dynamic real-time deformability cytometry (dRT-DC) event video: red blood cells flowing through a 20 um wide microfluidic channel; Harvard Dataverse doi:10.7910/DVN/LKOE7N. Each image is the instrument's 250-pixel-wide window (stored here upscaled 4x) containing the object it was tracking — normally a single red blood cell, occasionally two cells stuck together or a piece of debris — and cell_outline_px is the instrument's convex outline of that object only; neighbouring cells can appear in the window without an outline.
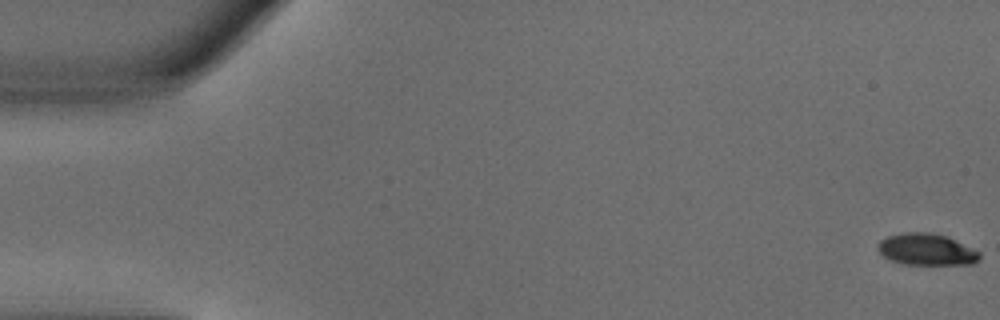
{"species": "common noctule bat (a hibernating species)", "species_latin": "Nyctalus noctula", "temperature_condition": "warm", "stored_images_in_passage": 51, "camera_frame_rate_fps": 3000, "um_per_image_px": 0.085, "animal": {"sex": "male", "body_mass_g": 18.8}, "frame": {"image": 1, "passage_image": 1, "time_ms": 0.0, "image_size_px": [1000, 320], "cell_outline_px": [[980, 260], [972, 264], [904, 264], [892, 260], [884, 256], [876, 248], [876, 244], [880, 240], [888, 236], [904, 232], [928, 232], [948, 236], [980, 252]], "centroid_in_image_um": [78.75, 21.19], "position_along_channel_um": 6.2, "area_um2": 18.79}}
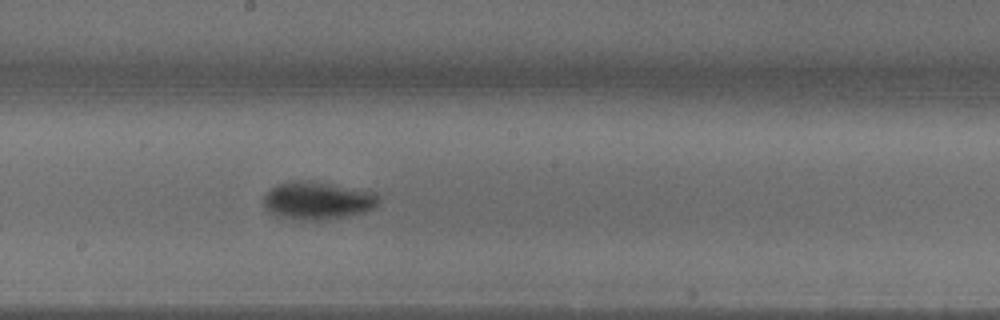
{"frame": {"image": 2, "passage_image": 28, "time_ms": 9.0, "image_size_px": [1000, 320], "cell_outline_px": [[380, 200], [372, 208], [364, 212], [348, 216], [328, 220], [292, 220], [276, 216], [268, 212], [264, 204], [264, 192], [276, 184], [296, 180], [308, 180], [376, 192]], "centroid_in_image_um": [26.94, 17.06], "position_along_channel_um": 221.3, "area_um2": 25.72}}
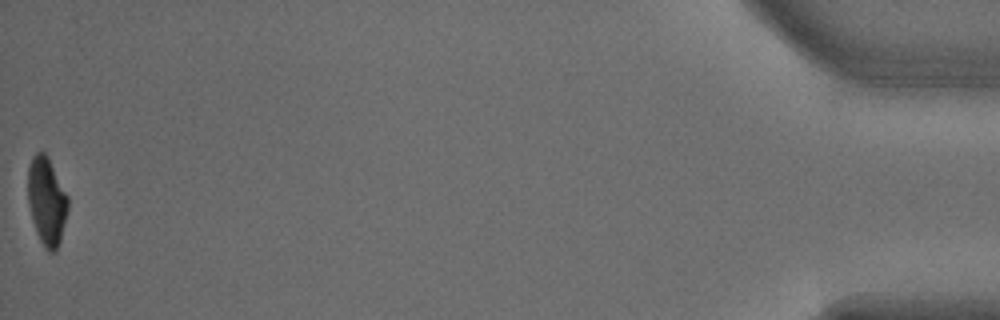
{"frame": {"image": 3, "passage_image": 51, "time_ms": 16.667, "image_size_px": [1000, 320], "cell_outline_px": [[68, 208], [60, 240], [56, 252], [48, 252], [44, 248], [36, 232], [32, 220], [28, 204], [28, 168], [32, 156], [36, 152], [44, 152], [48, 156], [68, 196]], "centroid_in_image_um": [3.96, 17.1], "position_along_channel_um": 431.2, "area_um2": 20.58}, "authors_computed_cell_mechanics": {"area_um2": 22.4842, "velocity_mm_per_s": 4.0259, "shape_relaxation_time_tau1_ms": 2.9274, "shape_relaxation_time_tau2_ms": 4.6956, "deformation_change_tau1": 0.1849, "deformation_change_tau2": 0.0757}}